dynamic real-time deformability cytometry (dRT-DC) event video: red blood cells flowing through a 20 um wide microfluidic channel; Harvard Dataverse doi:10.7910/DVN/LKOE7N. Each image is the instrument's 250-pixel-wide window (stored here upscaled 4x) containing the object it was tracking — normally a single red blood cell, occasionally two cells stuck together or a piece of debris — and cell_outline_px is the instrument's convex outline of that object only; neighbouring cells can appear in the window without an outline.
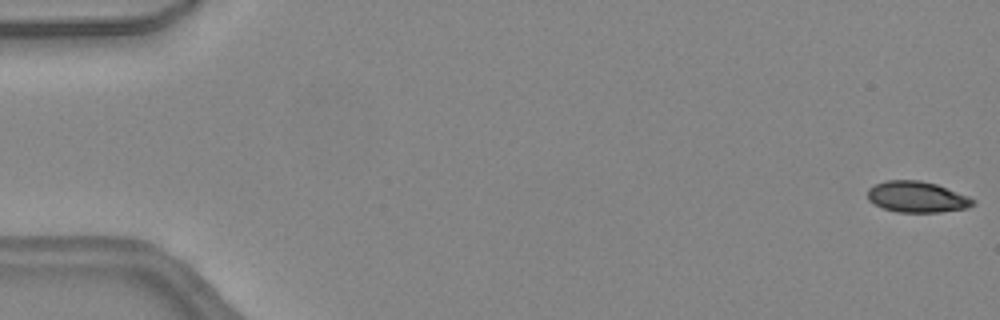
{"species": "common noctule bat (a hibernating species)", "species_latin": "Nyctalus noctula", "temperature_condition": "warm", "stored_images_in_passage": 5, "camera_frame_rate_fps": 3000, "um_per_image_px": 0.085, "animal": {"sex": "female", "body_mass_g": 24.6, "forearm_length_mm": 56.2}, "frame": {"image": 1, "passage_image": 1, "time_ms": 0.0, "image_size_px": [1000, 320], "cell_outline_px": [[976, 204], [968, 208], [940, 212], [896, 212], [884, 208], [868, 200], [868, 188], [876, 184], [888, 180], [920, 180], [936, 184], [968, 196], [976, 200]], "centroid_in_image_um": [77.97, 16.74], "position_along_channel_um": 7.0, "area_um2": 19.02}}